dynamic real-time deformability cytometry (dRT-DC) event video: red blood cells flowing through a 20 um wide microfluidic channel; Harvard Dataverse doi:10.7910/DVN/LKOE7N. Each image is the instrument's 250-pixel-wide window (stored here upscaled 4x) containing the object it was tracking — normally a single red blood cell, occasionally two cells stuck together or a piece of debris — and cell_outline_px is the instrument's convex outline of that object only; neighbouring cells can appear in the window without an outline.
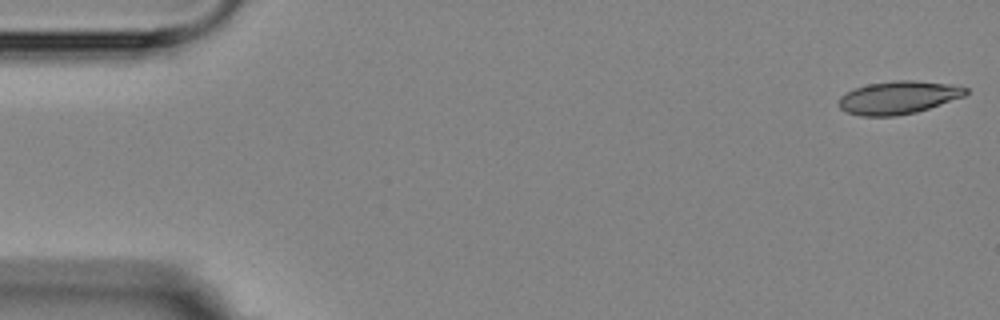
{"species": "Egyptian fruit bat (a non-hibernating species)", "species_latin": "Rousettus aegyptiacus", "temperature_condition": "room temperature", "stored_images_in_passage": 5, "camera_frame_rate_fps": 3000, "um_per_image_px": 0.085, "animal": {"sex": "female"}, "frame": {"image": 1, "passage_image": 1, "time_ms": 0.0, "image_size_px": [1000, 320], "cell_outline_px": [[968, 92], [964, 96], [916, 112], [896, 116], [860, 116], [848, 112], [840, 108], [840, 96], [856, 88], [868, 84], [896, 80], [912, 80], [948, 84], [968, 88]], "centroid_in_image_um": [76.36, 8.29], "position_along_channel_um": 8.6, "area_um2": 23.99}}
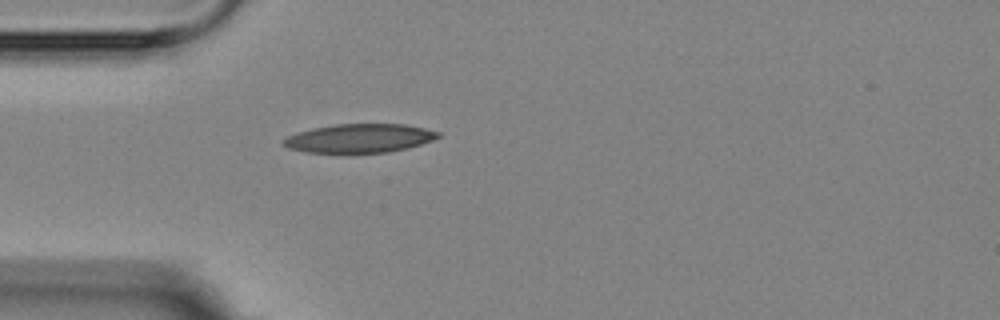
{"frame": {"image": 2, "passage_image": 5, "time_ms": 4.667, "image_size_px": [1000, 320], "cell_outline_px": [[440, 136], [432, 140], [420, 144], [388, 152], [308, 152], [288, 148], [280, 144], [280, 140], [288, 136], [312, 128], [336, 124], [404, 124], [424, 128], [440, 132]], "centroid_in_image_um": [30.52, 11.74], "position_along_channel_um": 54.5, "area_um2": 25.61}}